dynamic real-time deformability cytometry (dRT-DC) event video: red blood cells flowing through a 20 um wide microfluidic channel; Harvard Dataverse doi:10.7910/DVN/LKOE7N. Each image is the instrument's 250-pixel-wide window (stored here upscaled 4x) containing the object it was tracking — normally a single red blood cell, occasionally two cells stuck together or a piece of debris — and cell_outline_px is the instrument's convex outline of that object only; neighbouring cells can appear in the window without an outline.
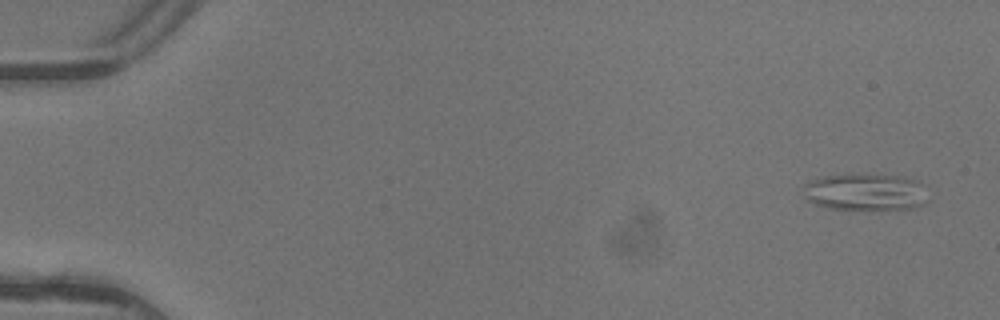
{"species": "common noctule bat (a hibernating species)", "species_latin": "Nyctalus noctula", "temperature_condition": "warm", "stored_images_in_passage": 6, "camera_frame_rate_fps": 3000, "um_per_image_px": 0.085, "animal": {"sex": "female"}, "frame": {"image": 1, "passage_image": 1, "time_ms": 0.0, "image_size_px": [1000, 320], "cell_outline_px": [[928, 204], [912, 208], [828, 208], [816, 204], [808, 200], [804, 196], [804, 184], [812, 180], [824, 176], [904, 176], [916, 180], [920, 184], [928, 200]], "centroid_in_image_um": [73.57, 16.34], "position_along_channel_um": 11.4, "area_um2": 25.84}}